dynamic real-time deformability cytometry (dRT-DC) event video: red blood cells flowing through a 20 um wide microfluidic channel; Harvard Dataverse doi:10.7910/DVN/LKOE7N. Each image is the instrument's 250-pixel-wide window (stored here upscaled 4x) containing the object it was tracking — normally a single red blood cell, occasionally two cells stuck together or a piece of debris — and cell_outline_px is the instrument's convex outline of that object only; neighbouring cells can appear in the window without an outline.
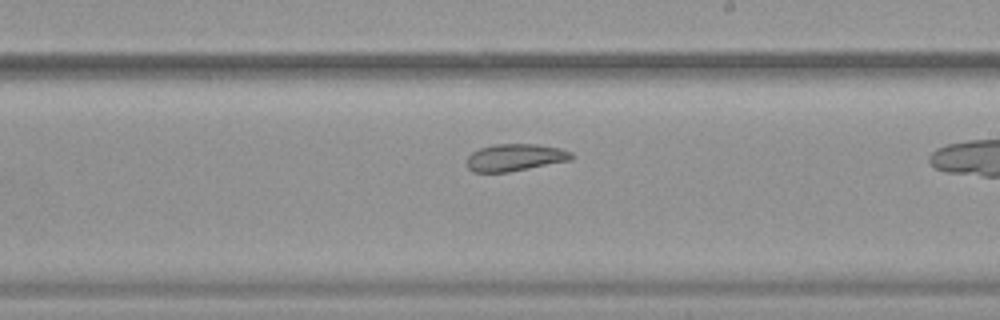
{"species": "common noctule bat (a hibernating species)", "species_latin": "Nyctalus noctula", "temperature_condition": "warm", "stored_images_in_passage": 39, "camera_frame_rate_fps": 3000, "um_per_image_px": 0.085, "animal": {"sex": "female", "body_mass_g": 19.9}, "frame": {"image": 1, "passage_image": 28, "time_ms": 9.0, "image_size_px": [1000, 320], "cell_outline_px": [[576, 156], [572, 160], [508, 172], [472, 172], [468, 168], [468, 156], [472, 152], [480, 148], [496, 144], [536, 144], [560, 148], [572, 152]], "centroid_in_image_um": [43.82, 13.38], "position_along_channel_um": 245.2, "area_um2": 16.59}}